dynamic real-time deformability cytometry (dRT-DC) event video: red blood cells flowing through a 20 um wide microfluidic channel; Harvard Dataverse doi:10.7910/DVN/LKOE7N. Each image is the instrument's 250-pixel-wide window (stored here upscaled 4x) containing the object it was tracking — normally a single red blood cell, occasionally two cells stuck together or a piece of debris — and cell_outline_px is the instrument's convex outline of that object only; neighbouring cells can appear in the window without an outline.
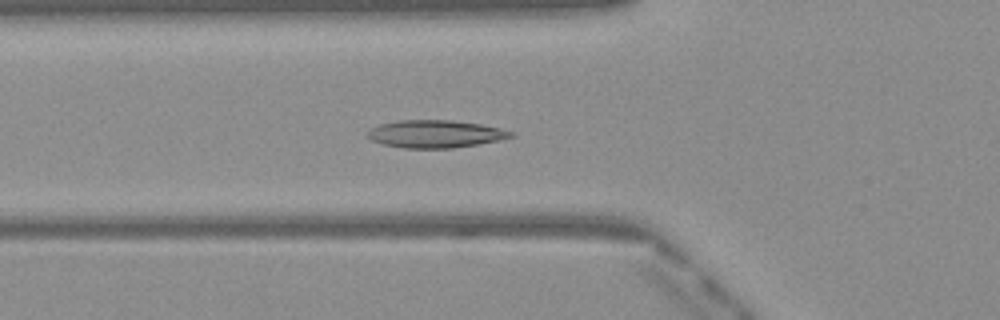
{"species": "Egyptian fruit bat (a non-hibernating species)", "species_latin": "Rousettus aegyptiacus", "temperature_condition": "warm", "stored_images_in_passage": 50, "camera_frame_rate_fps": 3000, "um_per_image_px": 0.085, "frame": {"image": 1, "passage_image": 18, "time_ms": 5.667, "image_size_px": [1000, 320], "cell_outline_px": [[516, 136], [500, 140], [452, 148], [404, 148], [384, 144], [372, 140], [364, 136], [372, 128], [380, 124], [400, 120], [452, 120], [480, 124], [500, 128], [516, 132]], "centroid_in_image_um": [37.03, 11.38], "position_along_channel_um": 88.8, "area_um2": 23.06}}
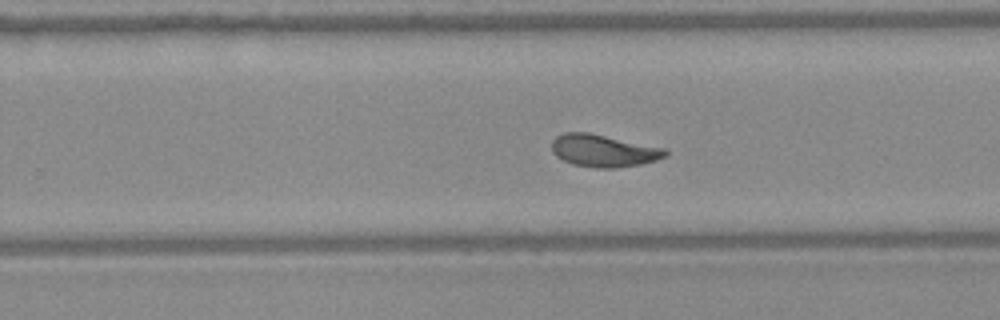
{"frame": {"image": 2, "passage_image": 32, "time_ms": 10.333, "image_size_px": [1000, 320], "cell_outline_px": [[668, 156], [656, 160], [640, 164], [616, 168], [596, 168], [572, 164], [556, 156], [552, 152], [552, 140], [556, 136], [564, 132], [588, 132], [668, 148]], "centroid_in_image_um": [51.33, 12.8], "position_along_channel_um": 278.5, "area_um2": 21.68}}
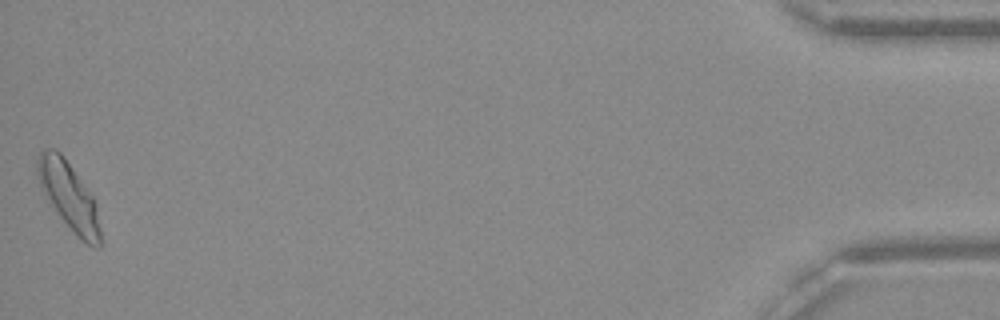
{"frame": {"image": 3, "passage_image": 50, "time_ms": 16.333, "image_size_px": [1000, 320], "cell_outline_px": [[100, 248], [92, 248], [80, 240], [76, 236], [60, 216], [44, 192], [36, 176], [36, 160], [40, 152], [44, 148], [56, 148], [60, 152], [96, 200], [100, 228]], "centroid_in_image_um": [5.87, 16.67], "position_along_channel_um": 429.3, "area_um2": 24.74}, "authors_computed_cell_mechanics": {"area_um2": 21.8484, "velocity_mm_per_s": 4.0611, "shape_relaxation_time_tau1_ms": 5.5077, "shape_relaxation_time_tau2_ms": 1.7088, "deformation_change_tau1": 0.1681, "deformation_change_tau2": 0.0729}}